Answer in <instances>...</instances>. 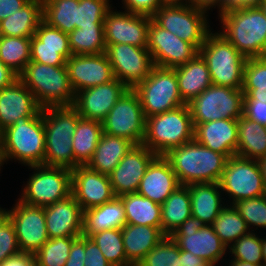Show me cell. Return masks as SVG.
<instances>
[{
	"label": "cell",
	"instance_id": "48",
	"mask_svg": "<svg viewBox=\"0 0 266 266\" xmlns=\"http://www.w3.org/2000/svg\"><path fill=\"white\" fill-rule=\"evenodd\" d=\"M243 115L266 127V90H242Z\"/></svg>",
	"mask_w": 266,
	"mask_h": 266
},
{
	"label": "cell",
	"instance_id": "11",
	"mask_svg": "<svg viewBox=\"0 0 266 266\" xmlns=\"http://www.w3.org/2000/svg\"><path fill=\"white\" fill-rule=\"evenodd\" d=\"M193 126L208 121L238 119L243 115L242 89L211 85L188 103Z\"/></svg>",
	"mask_w": 266,
	"mask_h": 266
},
{
	"label": "cell",
	"instance_id": "8",
	"mask_svg": "<svg viewBox=\"0 0 266 266\" xmlns=\"http://www.w3.org/2000/svg\"><path fill=\"white\" fill-rule=\"evenodd\" d=\"M206 14L189 4L164 3L151 18L158 26L191 43L199 51L212 30Z\"/></svg>",
	"mask_w": 266,
	"mask_h": 266
},
{
	"label": "cell",
	"instance_id": "60",
	"mask_svg": "<svg viewBox=\"0 0 266 266\" xmlns=\"http://www.w3.org/2000/svg\"><path fill=\"white\" fill-rule=\"evenodd\" d=\"M266 189V156L256 159Z\"/></svg>",
	"mask_w": 266,
	"mask_h": 266
},
{
	"label": "cell",
	"instance_id": "67",
	"mask_svg": "<svg viewBox=\"0 0 266 266\" xmlns=\"http://www.w3.org/2000/svg\"><path fill=\"white\" fill-rule=\"evenodd\" d=\"M205 266H213L212 264H210V263H207Z\"/></svg>",
	"mask_w": 266,
	"mask_h": 266
},
{
	"label": "cell",
	"instance_id": "39",
	"mask_svg": "<svg viewBox=\"0 0 266 266\" xmlns=\"http://www.w3.org/2000/svg\"><path fill=\"white\" fill-rule=\"evenodd\" d=\"M31 37H0V60L19 75L31 61Z\"/></svg>",
	"mask_w": 266,
	"mask_h": 266
},
{
	"label": "cell",
	"instance_id": "31",
	"mask_svg": "<svg viewBox=\"0 0 266 266\" xmlns=\"http://www.w3.org/2000/svg\"><path fill=\"white\" fill-rule=\"evenodd\" d=\"M134 145L126 138L111 136L103 132L86 166L91 170L109 175Z\"/></svg>",
	"mask_w": 266,
	"mask_h": 266
},
{
	"label": "cell",
	"instance_id": "33",
	"mask_svg": "<svg viewBox=\"0 0 266 266\" xmlns=\"http://www.w3.org/2000/svg\"><path fill=\"white\" fill-rule=\"evenodd\" d=\"M43 20L42 0H30L17 12L0 21L3 36L32 37Z\"/></svg>",
	"mask_w": 266,
	"mask_h": 266
},
{
	"label": "cell",
	"instance_id": "14",
	"mask_svg": "<svg viewBox=\"0 0 266 266\" xmlns=\"http://www.w3.org/2000/svg\"><path fill=\"white\" fill-rule=\"evenodd\" d=\"M180 250H186L216 266L227 253L228 247L214 232L198 218L190 216L171 235ZM221 259V260H220Z\"/></svg>",
	"mask_w": 266,
	"mask_h": 266
},
{
	"label": "cell",
	"instance_id": "9",
	"mask_svg": "<svg viewBox=\"0 0 266 266\" xmlns=\"http://www.w3.org/2000/svg\"><path fill=\"white\" fill-rule=\"evenodd\" d=\"M18 200L38 207H46L71 195L72 170L64 167L36 165Z\"/></svg>",
	"mask_w": 266,
	"mask_h": 266
},
{
	"label": "cell",
	"instance_id": "22",
	"mask_svg": "<svg viewBox=\"0 0 266 266\" xmlns=\"http://www.w3.org/2000/svg\"><path fill=\"white\" fill-rule=\"evenodd\" d=\"M71 194L84 211L107 203L115 197L109 176L87 166L72 169Z\"/></svg>",
	"mask_w": 266,
	"mask_h": 266
},
{
	"label": "cell",
	"instance_id": "47",
	"mask_svg": "<svg viewBox=\"0 0 266 266\" xmlns=\"http://www.w3.org/2000/svg\"><path fill=\"white\" fill-rule=\"evenodd\" d=\"M233 205L246 221L251 232L254 231L252 227H255L256 230H259L258 228L266 229V195L243 199Z\"/></svg>",
	"mask_w": 266,
	"mask_h": 266
},
{
	"label": "cell",
	"instance_id": "42",
	"mask_svg": "<svg viewBox=\"0 0 266 266\" xmlns=\"http://www.w3.org/2000/svg\"><path fill=\"white\" fill-rule=\"evenodd\" d=\"M83 235L90 237L97 244L103 256L112 266H131L127 262L121 229H109Z\"/></svg>",
	"mask_w": 266,
	"mask_h": 266
},
{
	"label": "cell",
	"instance_id": "18",
	"mask_svg": "<svg viewBox=\"0 0 266 266\" xmlns=\"http://www.w3.org/2000/svg\"><path fill=\"white\" fill-rule=\"evenodd\" d=\"M111 8L104 19L105 44H129L147 48L151 16Z\"/></svg>",
	"mask_w": 266,
	"mask_h": 266
},
{
	"label": "cell",
	"instance_id": "66",
	"mask_svg": "<svg viewBox=\"0 0 266 266\" xmlns=\"http://www.w3.org/2000/svg\"><path fill=\"white\" fill-rule=\"evenodd\" d=\"M1 142H2V130L0 129V145H1Z\"/></svg>",
	"mask_w": 266,
	"mask_h": 266
},
{
	"label": "cell",
	"instance_id": "40",
	"mask_svg": "<svg viewBox=\"0 0 266 266\" xmlns=\"http://www.w3.org/2000/svg\"><path fill=\"white\" fill-rule=\"evenodd\" d=\"M221 241L229 248L240 237L250 232L246 221L234 205L226 204L211 225Z\"/></svg>",
	"mask_w": 266,
	"mask_h": 266
},
{
	"label": "cell",
	"instance_id": "53",
	"mask_svg": "<svg viewBox=\"0 0 266 266\" xmlns=\"http://www.w3.org/2000/svg\"><path fill=\"white\" fill-rule=\"evenodd\" d=\"M85 260V235L77 237L72 242V247L69 252V257L65 266H84Z\"/></svg>",
	"mask_w": 266,
	"mask_h": 266
},
{
	"label": "cell",
	"instance_id": "62",
	"mask_svg": "<svg viewBox=\"0 0 266 266\" xmlns=\"http://www.w3.org/2000/svg\"><path fill=\"white\" fill-rule=\"evenodd\" d=\"M9 219L8 209L0 207V227Z\"/></svg>",
	"mask_w": 266,
	"mask_h": 266
},
{
	"label": "cell",
	"instance_id": "36",
	"mask_svg": "<svg viewBox=\"0 0 266 266\" xmlns=\"http://www.w3.org/2000/svg\"><path fill=\"white\" fill-rule=\"evenodd\" d=\"M103 133L102 123L96 120L80 118L72 136L75 167L86 166Z\"/></svg>",
	"mask_w": 266,
	"mask_h": 266
},
{
	"label": "cell",
	"instance_id": "56",
	"mask_svg": "<svg viewBox=\"0 0 266 266\" xmlns=\"http://www.w3.org/2000/svg\"><path fill=\"white\" fill-rule=\"evenodd\" d=\"M192 6L201 9L203 11H210L212 8H217L219 9V13L221 14L226 10L227 7H229L223 0H192Z\"/></svg>",
	"mask_w": 266,
	"mask_h": 266
},
{
	"label": "cell",
	"instance_id": "58",
	"mask_svg": "<svg viewBox=\"0 0 266 266\" xmlns=\"http://www.w3.org/2000/svg\"><path fill=\"white\" fill-rule=\"evenodd\" d=\"M208 262L186 250H181V266H205Z\"/></svg>",
	"mask_w": 266,
	"mask_h": 266
},
{
	"label": "cell",
	"instance_id": "63",
	"mask_svg": "<svg viewBox=\"0 0 266 266\" xmlns=\"http://www.w3.org/2000/svg\"><path fill=\"white\" fill-rule=\"evenodd\" d=\"M262 264L263 266H266V236L262 238Z\"/></svg>",
	"mask_w": 266,
	"mask_h": 266
},
{
	"label": "cell",
	"instance_id": "21",
	"mask_svg": "<svg viewBox=\"0 0 266 266\" xmlns=\"http://www.w3.org/2000/svg\"><path fill=\"white\" fill-rule=\"evenodd\" d=\"M128 89L123 82L115 78L109 83L77 92L73 106L81 118L102 122Z\"/></svg>",
	"mask_w": 266,
	"mask_h": 266
},
{
	"label": "cell",
	"instance_id": "25",
	"mask_svg": "<svg viewBox=\"0 0 266 266\" xmlns=\"http://www.w3.org/2000/svg\"><path fill=\"white\" fill-rule=\"evenodd\" d=\"M41 109L33 93L17 79L0 90V129L5 130L20 117L35 116Z\"/></svg>",
	"mask_w": 266,
	"mask_h": 266
},
{
	"label": "cell",
	"instance_id": "49",
	"mask_svg": "<svg viewBox=\"0 0 266 266\" xmlns=\"http://www.w3.org/2000/svg\"><path fill=\"white\" fill-rule=\"evenodd\" d=\"M242 90H266V57L247 58Z\"/></svg>",
	"mask_w": 266,
	"mask_h": 266
},
{
	"label": "cell",
	"instance_id": "35",
	"mask_svg": "<svg viewBox=\"0 0 266 266\" xmlns=\"http://www.w3.org/2000/svg\"><path fill=\"white\" fill-rule=\"evenodd\" d=\"M238 122L236 155L258 159L266 156V127L242 115Z\"/></svg>",
	"mask_w": 266,
	"mask_h": 266
},
{
	"label": "cell",
	"instance_id": "37",
	"mask_svg": "<svg viewBox=\"0 0 266 266\" xmlns=\"http://www.w3.org/2000/svg\"><path fill=\"white\" fill-rule=\"evenodd\" d=\"M126 213V224L145 225L161 229V205L138 193L118 196Z\"/></svg>",
	"mask_w": 266,
	"mask_h": 266
},
{
	"label": "cell",
	"instance_id": "45",
	"mask_svg": "<svg viewBox=\"0 0 266 266\" xmlns=\"http://www.w3.org/2000/svg\"><path fill=\"white\" fill-rule=\"evenodd\" d=\"M111 5L110 0H79L76 28L104 27L103 22Z\"/></svg>",
	"mask_w": 266,
	"mask_h": 266
},
{
	"label": "cell",
	"instance_id": "12",
	"mask_svg": "<svg viewBox=\"0 0 266 266\" xmlns=\"http://www.w3.org/2000/svg\"><path fill=\"white\" fill-rule=\"evenodd\" d=\"M218 183L221 191H225V195L228 194L230 205L243 199L266 195L256 159L238 155L229 157Z\"/></svg>",
	"mask_w": 266,
	"mask_h": 266
},
{
	"label": "cell",
	"instance_id": "50",
	"mask_svg": "<svg viewBox=\"0 0 266 266\" xmlns=\"http://www.w3.org/2000/svg\"><path fill=\"white\" fill-rule=\"evenodd\" d=\"M20 252L14 225L8 219L0 227V264L7 258L15 256Z\"/></svg>",
	"mask_w": 266,
	"mask_h": 266
},
{
	"label": "cell",
	"instance_id": "51",
	"mask_svg": "<svg viewBox=\"0 0 266 266\" xmlns=\"http://www.w3.org/2000/svg\"><path fill=\"white\" fill-rule=\"evenodd\" d=\"M127 12L152 16L163 4V0H122Z\"/></svg>",
	"mask_w": 266,
	"mask_h": 266
},
{
	"label": "cell",
	"instance_id": "29",
	"mask_svg": "<svg viewBox=\"0 0 266 266\" xmlns=\"http://www.w3.org/2000/svg\"><path fill=\"white\" fill-rule=\"evenodd\" d=\"M173 69L176 73L180 96L186 104L212 85L207 63L200 53L184 65Z\"/></svg>",
	"mask_w": 266,
	"mask_h": 266
},
{
	"label": "cell",
	"instance_id": "5",
	"mask_svg": "<svg viewBox=\"0 0 266 266\" xmlns=\"http://www.w3.org/2000/svg\"><path fill=\"white\" fill-rule=\"evenodd\" d=\"M18 79L33 93L38 105H73L75 92L70 84L66 66H51L30 61Z\"/></svg>",
	"mask_w": 266,
	"mask_h": 266
},
{
	"label": "cell",
	"instance_id": "1",
	"mask_svg": "<svg viewBox=\"0 0 266 266\" xmlns=\"http://www.w3.org/2000/svg\"><path fill=\"white\" fill-rule=\"evenodd\" d=\"M218 15L222 25L219 33L242 55L266 57V14L260 6L227 7Z\"/></svg>",
	"mask_w": 266,
	"mask_h": 266
},
{
	"label": "cell",
	"instance_id": "52",
	"mask_svg": "<svg viewBox=\"0 0 266 266\" xmlns=\"http://www.w3.org/2000/svg\"><path fill=\"white\" fill-rule=\"evenodd\" d=\"M84 266H112L103 256L97 244L88 236H85Z\"/></svg>",
	"mask_w": 266,
	"mask_h": 266
},
{
	"label": "cell",
	"instance_id": "54",
	"mask_svg": "<svg viewBox=\"0 0 266 266\" xmlns=\"http://www.w3.org/2000/svg\"><path fill=\"white\" fill-rule=\"evenodd\" d=\"M0 266H36L34 254L20 252L3 261Z\"/></svg>",
	"mask_w": 266,
	"mask_h": 266
},
{
	"label": "cell",
	"instance_id": "4",
	"mask_svg": "<svg viewBox=\"0 0 266 266\" xmlns=\"http://www.w3.org/2000/svg\"><path fill=\"white\" fill-rule=\"evenodd\" d=\"M81 118L73 106H51L43 108L45 128L44 165L75 168L72 136Z\"/></svg>",
	"mask_w": 266,
	"mask_h": 266
},
{
	"label": "cell",
	"instance_id": "20",
	"mask_svg": "<svg viewBox=\"0 0 266 266\" xmlns=\"http://www.w3.org/2000/svg\"><path fill=\"white\" fill-rule=\"evenodd\" d=\"M156 157L145 145H134L108 175L115 196L137 193L141 179Z\"/></svg>",
	"mask_w": 266,
	"mask_h": 266
},
{
	"label": "cell",
	"instance_id": "19",
	"mask_svg": "<svg viewBox=\"0 0 266 266\" xmlns=\"http://www.w3.org/2000/svg\"><path fill=\"white\" fill-rule=\"evenodd\" d=\"M66 68L75 94L115 79L112 66L105 53L71 55L66 60Z\"/></svg>",
	"mask_w": 266,
	"mask_h": 266
},
{
	"label": "cell",
	"instance_id": "32",
	"mask_svg": "<svg viewBox=\"0 0 266 266\" xmlns=\"http://www.w3.org/2000/svg\"><path fill=\"white\" fill-rule=\"evenodd\" d=\"M124 225H126V213L122 200L118 196L107 203L84 211L83 234L121 229Z\"/></svg>",
	"mask_w": 266,
	"mask_h": 266
},
{
	"label": "cell",
	"instance_id": "43",
	"mask_svg": "<svg viewBox=\"0 0 266 266\" xmlns=\"http://www.w3.org/2000/svg\"><path fill=\"white\" fill-rule=\"evenodd\" d=\"M77 237H58L49 239L34 255L36 266H65Z\"/></svg>",
	"mask_w": 266,
	"mask_h": 266
},
{
	"label": "cell",
	"instance_id": "3",
	"mask_svg": "<svg viewBox=\"0 0 266 266\" xmlns=\"http://www.w3.org/2000/svg\"><path fill=\"white\" fill-rule=\"evenodd\" d=\"M164 158L181 185L218 183L227 157L201 145L195 139L168 151Z\"/></svg>",
	"mask_w": 266,
	"mask_h": 266
},
{
	"label": "cell",
	"instance_id": "2",
	"mask_svg": "<svg viewBox=\"0 0 266 266\" xmlns=\"http://www.w3.org/2000/svg\"><path fill=\"white\" fill-rule=\"evenodd\" d=\"M45 128L43 109L35 116L20 117L13 125L2 131L0 162L19 161L25 166L44 165Z\"/></svg>",
	"mask_w": 266,
	"mask_h": 266
},
{
	"label": "cell",
	"instance_id": "6",
	"mask_svg": "<svg viewBox=\"0 0 266 266\" xmlns=\"http://www.w3.org/2000/svg\"><path fill=\"white\" fill-rule=\"evenodd\" d=\"M194 139V126L188 104L146 118L143 145L157 156Z\"/></svg>",
	"mask_w": 266,
	"mask_h": 266
},
{
	"label": "cell",
	"instance_id": "27",
	"mask_svg": "<svg viewBox=\"0 0 266 266\" xmlns=\"http://www.w3.org/2000/svg\"><path fill=\"white\" fill-rule=\"evenodd\" d=\"M181 184L164 156H157L148 166L137 193L162 205Z\"/></svg>",
	"mask_w": 266,
	"mask_h": 266
},
{
	"label": "cell",
	"instance_id": "10",
	"mask_svg": "<svg viewBox=\"0 0 266 266\" xmlns=\"http://www.w3.org/2000/svg\"><path fill=\"white\" fill-rule=\"evenodd\" d=\"M133 90L140 98L146 118L186 104L180 96L176 73L172 68L154 66L149 76Z\"/></svg>",
	"mask_w": 266,
	"mask_h": 266
},
{
	"label": "cell",
	"instance_id": "61",
	"mask_svg": "<svg viewBox=\"0 0 266 266\" xmlns=\"http://www.w3.org/2000/svg\"><path fill=\"white\" fill-rule=\"evenodd\" d=\"M228 266H263V264H254L250 262L245 261H239V260H230Z\"/></svg>",
	"mask_w": 266,
	"mask_h": 266
},
{
	"label": "cell",
	"instance_id": "17",
	"mask_svg": "<svg viewBox=\"0 0 266 266\" xmlns=\"http://www.w3.org/2000/svg\"><path fill=\"white\" fill-rule=\"evenodd\" d=\"M147 49L154 66L172 69L184 65L199 53L191 43L161 28L152 19L148 28Z\"/></svg>",
	"mask_w": 266,
	"mask_h": 266
},
{
	"label": "cell",
	"instance_id": "16",
	"mask_svg": "<svg viewBox=\"0 0 266 266\" xmlns=\"http://www.w3.org/2000/svg\"><path fill=\"white\" fill-rule=\"evenodd\" d=\"M16 202L8 211L19 249L21 252L35 254L49 240L44 207L28 205L18 199Z\"/></svg>",
	"mask_w": 266,
	"mask_h": 266
},
{
	"label": "cell",
	"instance_id": "46",
	"mask_svg": "<svg viewBox=\"0 0 266 266\" xmlns=\"http://www.w3.org/2000/svg\"><path fill=\"white\" fill-rule=\"evenodd\" d=\"M255 231L240 237L228 249L233 260L262 264V236L259 238Z\"/></svg>",
	"mask_w": 266,
	"mask_h": 266
},
{
	"label": "cell",
	"instance_id": "57",
	"mask_svg": "<svg viewBox=\"0 0 266 266\" xmlns=\"http://www.w3.org/2000/svg\"><path fill=\"white\" fill-rule=\"evenodd\" d=\"M18 79V75L0 60V90L10 86Z\"/></svg>",
	"mask_w": 266,
	"mask_h": 266
},
{
	"label": "cell",
	"instance_id": "44",
	"mask_svg": "<svg viewBox=\"0 0 266 266\" xmlns=\"http://www.w3.org/2000/svg\"><path fill=\"white\" fill-rule=\"evenodd\" d=\"M137 266H181V250L171 236L165 235Z\"/></svg>",
	"mask_w": 266,
	"mask_h": 266
},
{
	"label": "cell",
	"instance_id": "59",
	"mask_svg": "<svg viewBox=\"0 0 266 266\" xmlns=\"http://www.w3.org/2000/svg\"><path fill=\"white\" fill-rule=\"evenodd\" d=\"M229 7H254L260 6L262 0H223Z\"/></svg>",
	"mask_w": 266,
	"mask_h": 266
},
{
	"label": "cell",
	"instance_id": "64",
	"mask_svg": "<svg viewBox=\"0 0 266 266\" xmlns=\"http://www.w3.org/2000/svg\"><path fill=\"white\" fill-rule=\"evenodd\" d=\"M164 3L189 4L192 6V0H163Z\"/></svg>",
	"mask_w": 266,
	"mask_h": 266
},
{
	"label": "cell",
	"instance_id": "55",
	"mask_svg": "<svg viewBox=\"0 0 266 266\" xmlns=\"http://www.w3.org/2000/svg\"><path fill=\"white\" fill-rule=\"evenodd\" d=\"M30 0H0V21L20 10Z\"/></svg>",
	"mask_w": 266,
	"mask_h": 266
},
{
	"label": "cell",
	"instance_id": "24",
	"mask_svg": "<svg viewBox=\"0 0 266 266\" xmlns=\"http://www.w3.org/2000/svg\"><path fill=\"white\" fill-rule=\"evenodd\" d=\"M44 213L49 239L83 234L84 210L72 194L44 207Z\"/></svg>",
	"mask_w": 266,
	"mask_h": 266
},
{
	"label": "cell",
	"instance_id": "41",
	"mask_svg": "<svg viewBox=\"0 0 266 266\" xmlns=\"http://www.w3.org/2000/svg\"><path fill=\"white\" fill-rule=\"evenodd\" d=\"M72 55L105 53L104 27H81L68 34Z\"/></svg>",
	"mask_w": 266,
	"mask_h": 266
},
{
	"label": "cell",
	"instance_id": "34",
	"mask_svg": "<svg viewBox=\"0 0 266 266\" xmlns=\"http://www.w3.org/2000/svg\"><path fill=\"white\" fill-rule=\"evenodd\" d=\"M190 216L191 198L186 185L179 186L161 205V230L171 236Z\"/></svg>",
	"mask_w": 266,
	"mask_h": 266
},
{
	"label": "cell",
	"instance_id": "26",
	"mask_svg": "<svg viewBox=\"0 0 266 266\" xmlns=\"http://www.w3.org/2000/svg\"><path fill=\"white\" fill-rule=\"evenodd\" d=\"M237 133L236 119L208 121L194 126V139L197 142L227 158L236 155Z\"/></svg>",
	"mask_w": 266,
	"mask_h": 266
},
{
	"label": "cell",
	"instance_id": "28",
	"mask_svg": "<svg viewBox=\"0 0 266 266\" xmlns=\"http://www.w3.org/2000/svg\"><path fill=\"white\" fill-rule=\"evenodd\" d=\"M127 262L137 264L164 238L158 227L126 224L121 228Z\"/></svg>",
	"mask_w": 266,
	"mask_h": 266
},
{
	"label": "cell",
	"instance_id": "65",
	"mask_svg": "<svg viewBox=\"0 0 266 266\" xmlns=\"http://www.w3.org/2000/svg\"><path fill=\"white\" fill-rule=\"evenodd\" d=\"M260 7L263 9V11L265 12L266 14V0H262V3L260 5Z\"/></svg>",
	"mask_w": 266,
	"mask_h": 266
},
{
	"label": "cell",
	"instance_id": "38",
	"mask_svg": "<svg viewBox=\"0 0 266 266\" xmlns=\"http://www.w3.org/2000/svg\"><path fill=\"white\" fill-rule=\"evenodd\" d=\"M43 20L69 34L76 29L79 0H42Z\"/></svg>",
	"mask_w": 266,
	"mask_h": 266
},
{
	"label": "cell",
	"instance_id": "23",
	"mask_svg": "<svg viewBox=\"0 0 266 266\" xmlns=\"http://www.w3.org/2000/svg\"><path fill=\"white\" fill-rule=\"evenodd\" d=\"M31 61L51 66H66L72 55L67 33L42 20L31 37Z\"/></svg>",
	"mask_w": 266,
	"mask_h": 266
},
{
	"label": "cell",
	"instance_id": "13",
	"mask_svg": "<svg viewBox=\"0 0 266 266\" xmlns=\"http://www.w3.org/2000/svg\"><path fill=\"white\" fill-rule=\"evenodd\" d=\"M101 123L104 133L126 138L135 145L142 144L146 117L138 94L133 89H128Z\"/></svg>",
	"mask_w": 266,
	"mask_h": 266
},
{
	"label": "cell",
	"instance_id": "30",
	"mask_svg": "<svg viewBox=\"0 0 266 266\" xmlns=\"http://www.w3.org/2000/svg\"><path fill=\"white\" fill-rule=\"evenodd\" d=\"M191 198L192 216L205 225H212L226 206L219 183H192L187 185ZM222 203V204H221Z\"/></svg>",
	"mask_w": 266,
	"mask_h": 266
},
{
	"label": "cell",
	"instance_id": "15",
	"mask_svg": "<svg viewBox=\"0 0 266 266\" xmlns=\"http://www.w3.org/2000/svg\"><path fill=\"white\" fill-rule=\"evenodd\" d=\"M105 55L112 66L114 77L129 89L145 80L154 67L151 53L147 48L111 44L106 45Z\"/></svg>",
	"mask_w": 266,
	"mask_h": 266
},
{
	"label": "cell",
	"instance_id": "7",
	"mask_svg": "<svg viewBox=\"0 0 266 266\" xmlns=\"http://www.w3.org/2000/svg\"><path fill=\"white\" fill-rule=\"evenodd\" d=\"M210 32L199 53L207 63L212 84L242 89L247 58L222 34Z\"/></svg>",
	"mask_w": 266,
	"mask_h": 266
}]
</instances>
